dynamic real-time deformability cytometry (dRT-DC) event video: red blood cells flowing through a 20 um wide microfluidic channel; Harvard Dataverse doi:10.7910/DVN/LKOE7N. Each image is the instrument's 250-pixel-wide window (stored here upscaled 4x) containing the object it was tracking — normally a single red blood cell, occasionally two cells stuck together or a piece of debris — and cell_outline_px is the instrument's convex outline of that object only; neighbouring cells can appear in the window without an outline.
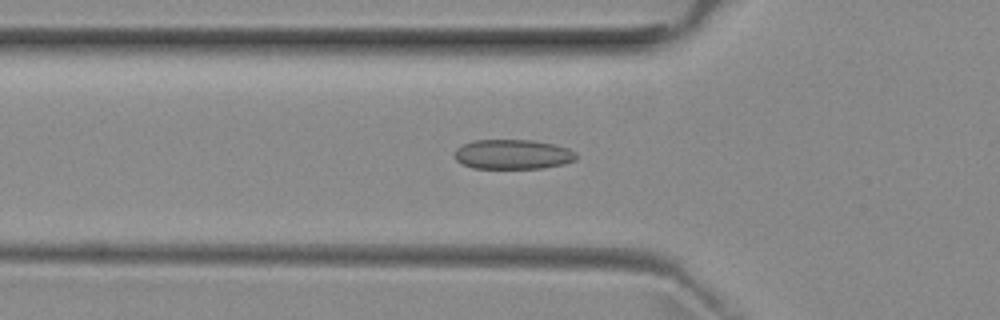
{"species": "common noctule bat (a hibernating species)", "species_latin": "Nyctalus noctula", "temperature_condition": "room temperature", "stored_images_in_passage": 43, "camera_frame_rate_fps": 3000, "um_per_image_px": 0.085, "animal": {"sex": "female", "body_mass_g": 29.2, "forearm_length_mm": 56.3}, "frame": {"image": 1, "passage_image": 15, "time_ms": 4.667, "image_size_px": [1000, 320], "cell_outline_px": [[576, 160], [564, 164], [540, 168], [472, 168], [456, 160], [452, 156], [456, 148], [472, 140], [532, 140], [552, 144], [568, 148], [576, 152]], "centroid_in_image_um": [43.56, 13.12], "position_along_channel_um": 82.2, "area_um2": 21.1}}
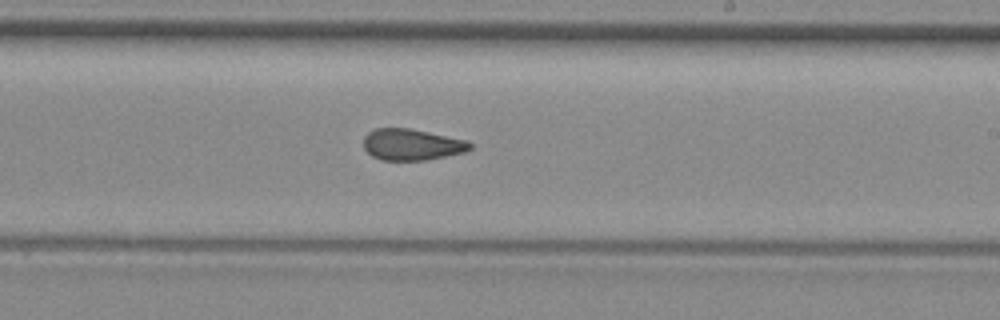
{"frame": {"image": 2, "passage_image": 28, "time_ms": 9.0, "image_size_px": [1000, 320], "cell_outline_px": [[472, 148], [464, 152], [428, 160], [380, 160], [372, 156], [364, 148], [364, 136], [368, 132], [376, 128], [408, 128], [468, 140], [472, 144]], "centroid_in_image_um": [35.0, 12.29], "position_along_channel_um": 254.0, "area_um2": 19.48}}
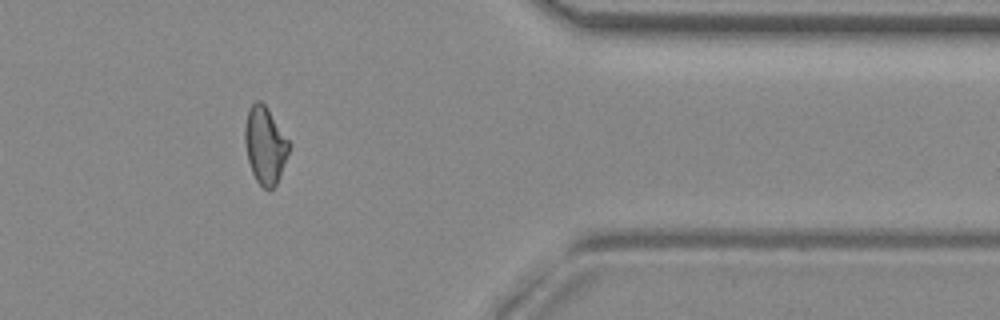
{"frame": {"image": 3, "passage_image": 40, "time_ms": 13.0, "image_size_px": [1000, 320], "cell_outline_px": [[292, 144], [276, 184], [268, 192], [256, 180], [252, 172], [248, 160], [244, 140], [244, 128], [248, 108], [256, 100], [260, 100], [264, 104]], "centroid_in_image_um": [22.53, 12.34], "position_along_channel_um": 388.9, "area_um2": 19.83}, "authors_computed_cell_mechanics": {"area_um2": 20.3456, "velocity_mm_per_s": 3.9569, "shape_relaxation_time_tau1_ms": null, "shape_relaxation_time_tau2_ms": 1.7932, "deformation_change_tau1": null, "deformation_change_tau2": 0.0696}}